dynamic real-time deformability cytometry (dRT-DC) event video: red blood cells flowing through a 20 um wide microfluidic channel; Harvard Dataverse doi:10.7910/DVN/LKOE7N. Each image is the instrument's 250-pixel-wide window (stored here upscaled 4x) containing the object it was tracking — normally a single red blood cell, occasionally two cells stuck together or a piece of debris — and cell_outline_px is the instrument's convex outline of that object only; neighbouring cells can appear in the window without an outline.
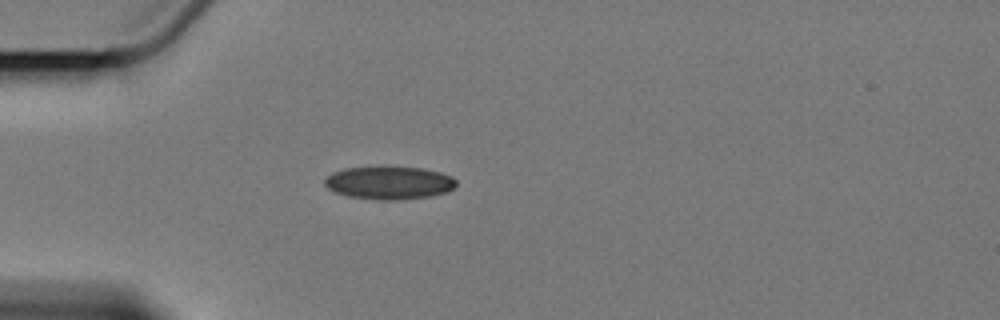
{"species": "Egyptian fruit bat (a non-hibernating species)", "species_latin": "Rousettus aegyptiacus", "temperature_condition": "cold", "stored_images_in_passage": 3, "camera_frame_rate_fps": 3000, "um_per_image_px": 0.085, "animal": {"sex": "female"}, "frame": {"image": 1, "passage_image": 1, "time_ms": 0.0, "image_size_px": [1000, 320], "cell_outline_px": [[456, 184], [448, 192], [432, 196], [396, 200], [380, 200], [348, 196], [336, 192], [328, 188], [324, 184], [324, 180], [332, 172], [344, 168], [380, 164], [384, 164], [424, 168], [440, 172], [452, 176], [456, 180]], "centroid_in_image_um": [33.08, 15.49], "position_along_channel_um": 51.9, "area_um2": 26.18}}
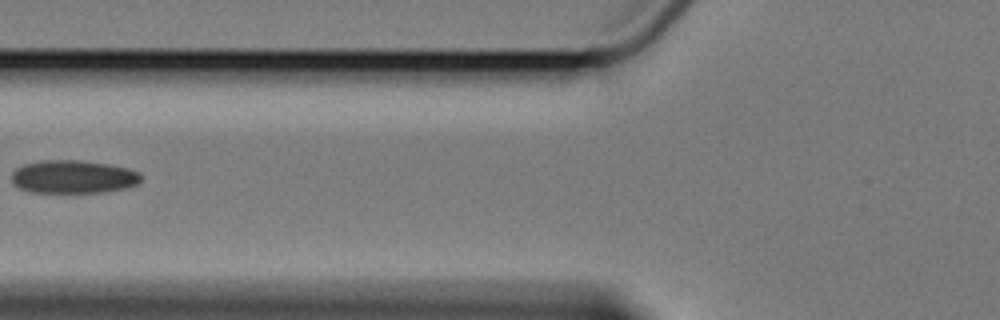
{"frame": {"image": 2, "passage_image": 3, "time_ms": 2.333, "image_size_px": [1000, 320], "cell_outline_px": [[140, 180], [136, 184], [124, 188], [104, 192], [28, 192], [12, 184], [12, 172], [16, 168], [24, 164], [44, 160], [80, 160], [108, 164], [128, 168], [140, 172]], "centroid_in_image_um": [6.2, 15.02], "position_along_channel_um": 119.6, "area_um2": 24.97}}